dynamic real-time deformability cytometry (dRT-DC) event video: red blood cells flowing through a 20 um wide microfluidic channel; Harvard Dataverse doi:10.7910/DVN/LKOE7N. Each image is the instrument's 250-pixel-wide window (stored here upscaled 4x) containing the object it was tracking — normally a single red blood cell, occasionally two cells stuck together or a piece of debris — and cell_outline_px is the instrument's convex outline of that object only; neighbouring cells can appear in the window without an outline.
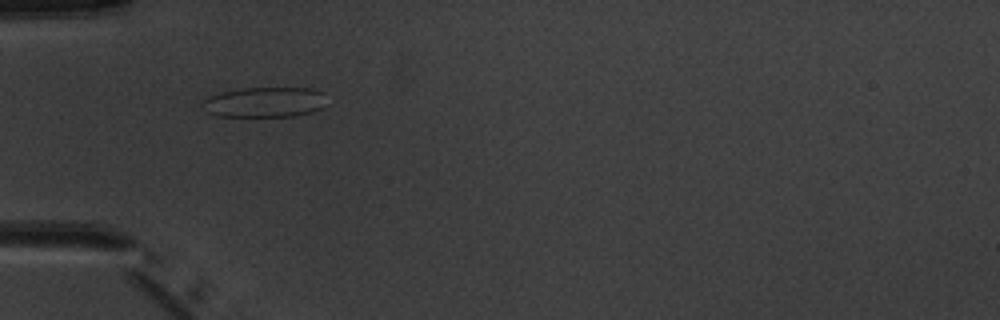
{"species": "common noctule bat (a hibernating species)", "species_latin": "Nyctalus noctula", "temperature_condition": "warm", "stored_images_in_passage": 3, "camera_frame_rate_fps": 3000, "um_per_image_px": 0.085, "animal": {"sex": "male", "body_mass_g": 20.1, "forearm_length_mm": 53.5}, "frame": {"image": 1, "passage_image": 2, "time_ms": 1.333, "image_size_px": [1000, 320], "cell_outline_px": [[328, 104], [312, 112], [296, 116], [220, 116], [208, 112], [200, 104], [200, 100], [208, 96], [224, 92], [244, 88], [312, 88], [324, 92]], "centroid_in_image_um": [22.54, 8.68], "position_along_channel_um": 62.5, "area_um2": 22.08}}
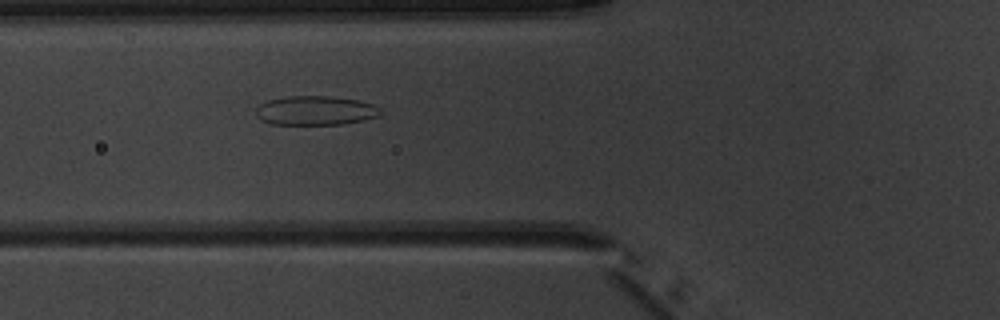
{"frame": {"image": 2, "passage_image": 3, "time_ms": 2.333, "image_size_px": [1000, 320], "cell_outline_px": [[384, 112], [380, 116], [364, 120], [340, 124], [272, 124], [260, 120], [256, 116], [256, 108], [260, 104], [268, 100], [284, 96], [332, 96], [356, 100], [372, 104], [380, 108]], "centroid_in_image_um": [26.81, 9.39], "position_along_channel_um": 99.0, "area_um2": 21.33}}